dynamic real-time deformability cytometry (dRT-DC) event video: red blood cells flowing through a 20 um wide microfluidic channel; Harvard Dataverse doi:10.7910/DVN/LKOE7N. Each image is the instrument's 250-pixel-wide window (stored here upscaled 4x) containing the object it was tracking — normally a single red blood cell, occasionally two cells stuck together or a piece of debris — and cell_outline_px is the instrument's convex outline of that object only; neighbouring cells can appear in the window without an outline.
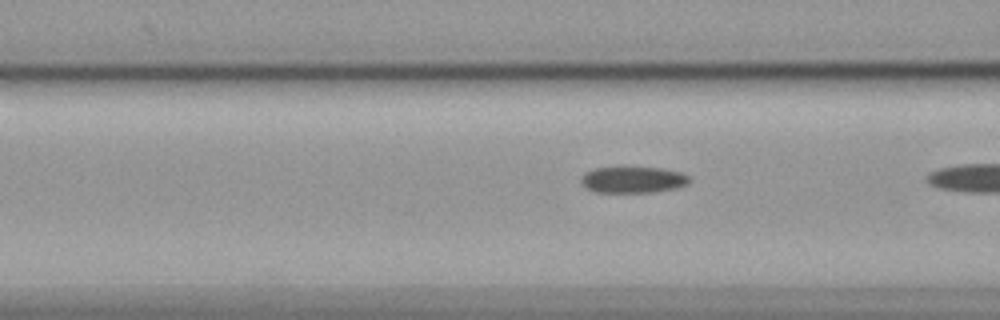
{"species": "common noctule bat (a hibernating species)", "species_latin": "Nyctalus noctula", "temperature_condition": "cold", "stored_images_in_passage": 30, "camera_frame_rate_fps": 3000, "um_per_image_px": 0.085, "animal": {"sex": "female", "body_mass_g": 19.9}, "frame": {"image": 1, "passage_image": 17, "time_ms": 5.333, "image_size_px": [1000, 320], "cell_outline_px": [[692, 180], [688, 184], [676, 188], [652, 192], [596, 192], [584, 188], [580, 184], [580, 176], [584, 172], [592, 168], [620, 164], [624, 164], [664, 168], [680, 172], [692, 176]], "centroid_in_image_um": [53.75, 15.21], "position_along_channel_um": 112.8, "area_um2": 17.98}}
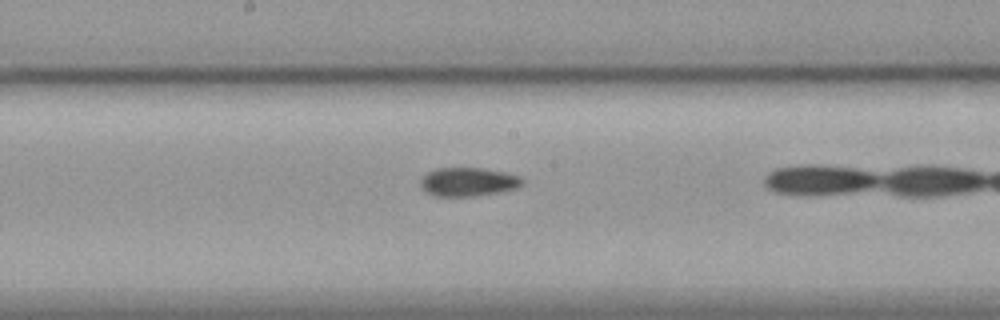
{"frame": {"image": 2, "passage_image": 25, "time_ms": 8.0, "image_size_px": [1000, 320], "cell_outline_px": [[524, 184], [516, 188], [500, 192], [476, 196], [432, 196], [420, 188], [420, 180], [428, 172], [436, 168], [480, 168], [504, 172], [520, 176], [524, 180]], "centroid_in_image_um": [39.78, 15.47], "position_along_channel_um": 208.4, "area_um2": 17.17}}
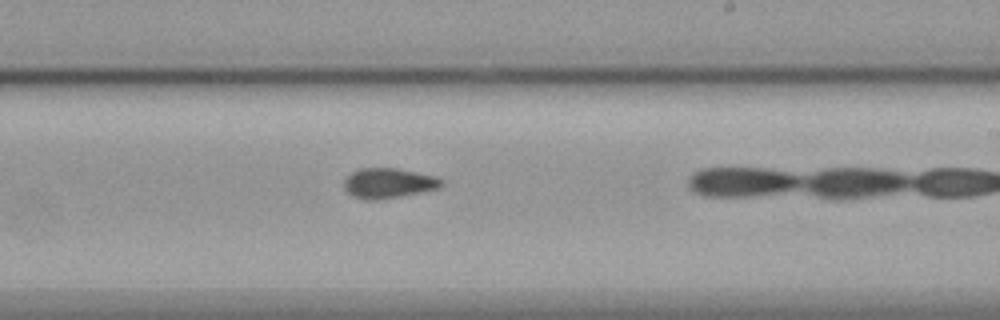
{"frame": {"image": 3, "passage_image": 29, "time_ms": 9.333, "image_size_px": [1000, 320], "cell_outline_px": [[444, 184], [440, 188], [400, 196], [376, 200], [368, 200], [356, 196], [348, 192], [344, 188], [344, 180], [352, 172], [360, 168], [396, 168], [436, 176], [444, 180]], "centroid_in_image_um": [33.06, 15.55], "position_along_channel_um": 255.9, "area_um2": 16.94}}